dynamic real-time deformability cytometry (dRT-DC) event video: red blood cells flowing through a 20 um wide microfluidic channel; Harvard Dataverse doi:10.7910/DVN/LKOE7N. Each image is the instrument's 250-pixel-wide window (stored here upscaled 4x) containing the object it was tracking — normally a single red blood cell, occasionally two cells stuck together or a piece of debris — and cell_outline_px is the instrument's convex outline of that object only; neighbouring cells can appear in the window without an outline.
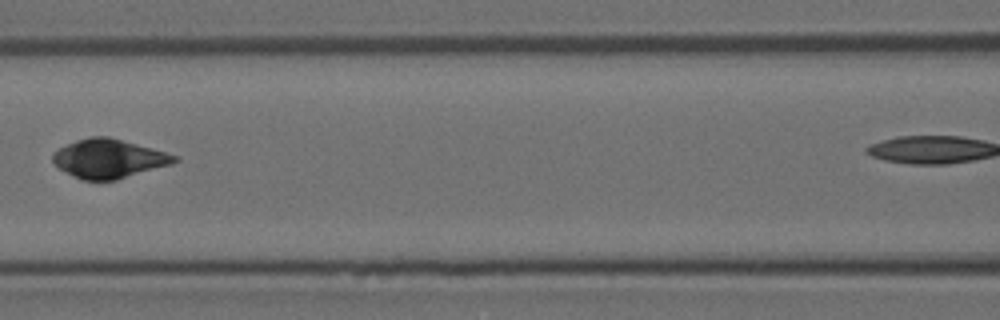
{"species": "Egyptian fruit bat (a non-hibernating species)", "species_latin": "Rousettus aegyptiacus", "temperature_condition": "room temperature", "stored_images_in_passage": 7, "segment_of_instrument_passage": [1, 2], "camera_frame_rate_fps": 3000, "um_per_image_px": 0.085, "animal": {"sex": "female"}, "frame": {"image": 1, "passage_image": 6, "time_ms": 5.667, "image_size_px": [1000, 320], "cell_outline_px": [[180, 160], [172, 164], [116, 180], [84, 180], [60, 168], [52, 160], [52, 156], [60, 148], [76, 140], [88, 136], [108, 136], [164, 152], [176, 156]], "centroid_in_image_um": [9.26, 13.48], "position_along_channel_um": 157.3, "area_um2": 26.99}}